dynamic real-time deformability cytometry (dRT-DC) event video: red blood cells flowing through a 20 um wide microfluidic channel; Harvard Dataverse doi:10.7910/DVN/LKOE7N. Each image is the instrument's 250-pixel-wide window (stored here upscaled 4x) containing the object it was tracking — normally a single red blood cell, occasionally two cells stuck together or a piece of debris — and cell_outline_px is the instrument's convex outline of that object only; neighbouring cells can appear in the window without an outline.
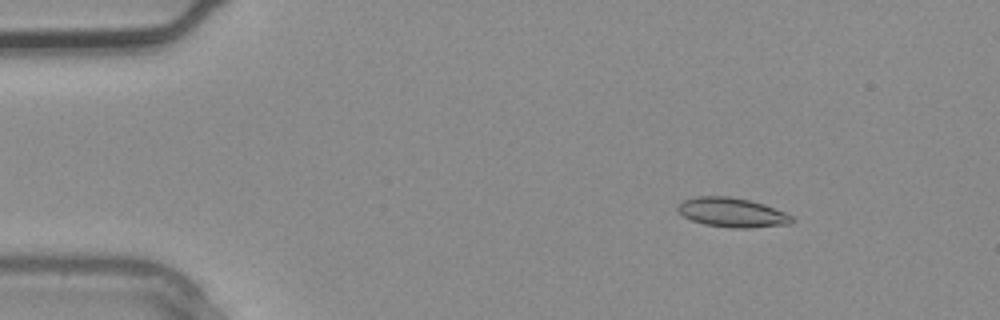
{"species": "common noctule bat (a hibernating species)", "species_latin": "Nyctalus noctula", "temperature_condition": "warm", "stored_images_in_passage": 3, "camera_frame_rate_fps": 3000, "um_per_image_px": 0.085, "animal": {"sex": "male", "body_mass_g": 20.4}, "frame": {"image": 1, "passage_image": 3, "time_ms": 0.667, "image_size_px": [1000, 320], "cell_outline_px": [[796, 220], [788, 224], [748, 228], [732, 228], [704, 224], [692, 220], [684, 216], [676, 208], [684, 200], [696, 196], [728, 196], [748, 200], [764, 204], [784, 212], [792, 216]], "centroid_in_image_um": [62.24, 18.06], "position_along_channel_um": 22.8, "area_um2": 19.36}}